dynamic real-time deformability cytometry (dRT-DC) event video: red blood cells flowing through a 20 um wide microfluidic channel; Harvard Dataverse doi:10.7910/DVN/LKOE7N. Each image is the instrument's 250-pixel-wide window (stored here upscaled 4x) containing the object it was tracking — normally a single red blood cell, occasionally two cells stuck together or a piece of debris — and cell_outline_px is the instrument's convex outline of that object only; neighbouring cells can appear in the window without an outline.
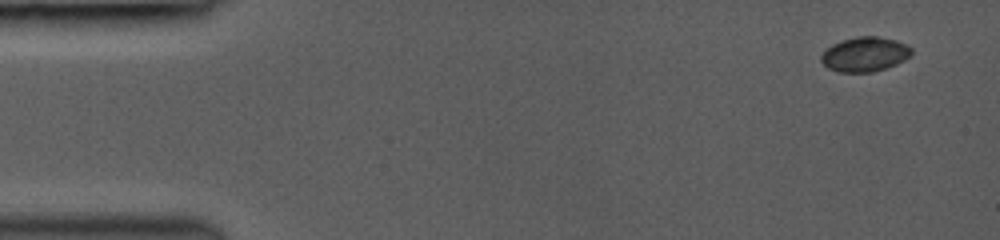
{"species": "common noctule bat (a hibernating species)", "species_latin": "Nyctalus noctula", "temperature_condition": "room temperature", "stored_images_in_passage": 6, "camera_frame_rate_fps": 3000, "um_per_image_px": 0.085, "animal": {"sex": "female", "body_mass_g": 19.0, "forearm_length_mm": 53.3}, "frame": {"image": 1, "passage_image": 1, "time_ms": 0.0, "image_size_px": [1000, 240], "cell_outline_px": [[912, 56], [896, 64], [872, 72], [840, 72], [828, 68], [820, 60], [820, 56], [832, 44], [856, 36], [876, 36], [896, 40], [908, 44], [912, 48]], "centroid_in_image_um": [73.54, 4.61], "position_along_channel_um": 11.5, "area_um2": 18.21}}
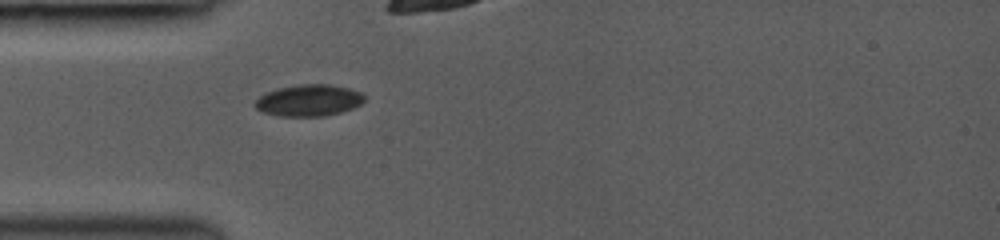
{"frame": {"image": 2, "passage_image": 6, "time_ms": 4.0, "image_size_px": [1000, 240], "cell_outline_px": [[364, 100], [360, 104], [352, 108], [340, 112], [324, 116], [280, 116], [264, 112], [256, 108], [252, 104], [264, 92], [280, 88], [300, 84], [332, 84], [364, 92]], "centroid_in_image_um": [26.25, 8.52], "position_along_channel_um": 58.7, "area_um2": 20.17}}